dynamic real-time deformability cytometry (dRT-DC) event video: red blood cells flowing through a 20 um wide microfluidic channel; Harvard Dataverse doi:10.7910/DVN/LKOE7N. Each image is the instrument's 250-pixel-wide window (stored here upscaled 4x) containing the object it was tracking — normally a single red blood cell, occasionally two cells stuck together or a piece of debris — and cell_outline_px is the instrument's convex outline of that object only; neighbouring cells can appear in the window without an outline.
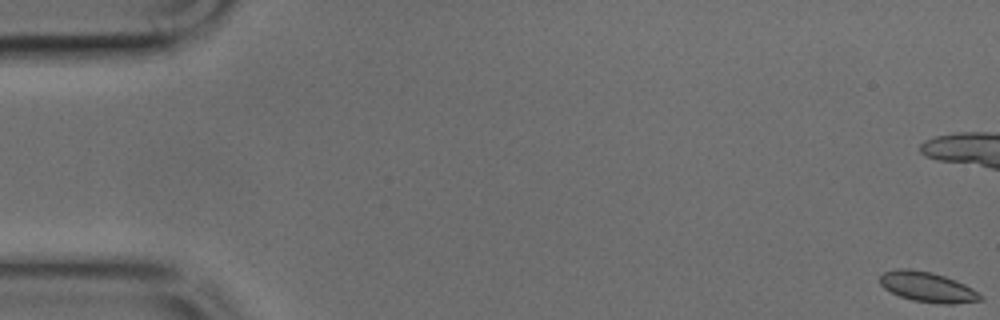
{"species": "common noctule bat (a hibernating species)", "species_latin": "Nyctalus noctula", "temperature_condition": "cold", "stored_images_in_passage": 51, "camera_frame_rate_fps": 3000, "um_per_image_px": 0.085, "animal": {"sex": "male", "body_mass_g": 17.9, "forearm_length_mm": 54.2}, "frame": {"image": 1, "passage_image": 1, "time_ms": 0.0, "image_size_px": [1000, 320], "cell_outline_px": [[980, 300], [956, 304], [940, 304], [912, 300], [900, 296], [884, 288], [880, 284], [880, 276], [884, 272], [896, 268], [908, 268], [932, 272], [956, 280], [972, 288], [980, 296]], "centroid_in_image_um": [78.8, 24.38], "position_along_channel_um": 6.2, "area_um2": 17.51}}